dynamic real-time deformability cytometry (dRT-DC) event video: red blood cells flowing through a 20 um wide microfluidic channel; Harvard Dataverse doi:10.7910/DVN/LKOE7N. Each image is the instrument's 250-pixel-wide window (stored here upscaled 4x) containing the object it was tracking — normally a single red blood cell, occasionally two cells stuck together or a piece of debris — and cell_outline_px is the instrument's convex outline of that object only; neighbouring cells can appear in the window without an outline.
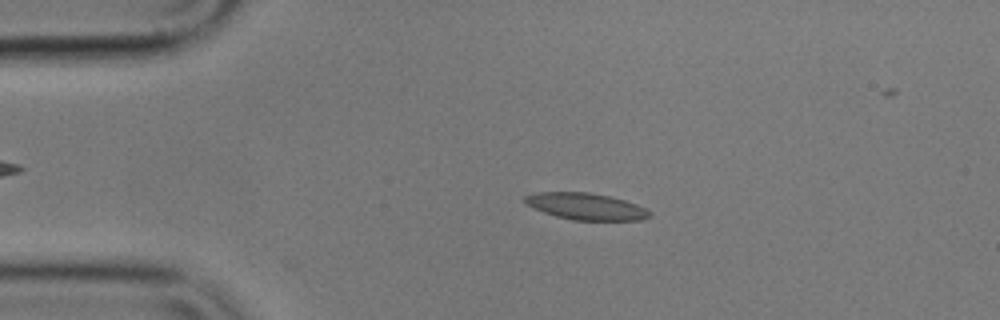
{"species": "common noctule bat (a hibernating species)", "species_latin": "Nyctalus noctula", "temperature_condition": "cold", "stored_images_in_passage": 2, "camera_frame_rate_fps": 3000, "um_per_image_px": 0.085, "animal": {"sex": "male", "body_mass_g": 17.9}, "frame": {"image": 1, "passage_image": 2, "time_ms": 0.333, "image_size_px": [1000, 320], "cell_outline_px": [[652, 216], [640, 220], [572, 220], [556, 216], [544, 212], [524, 204], [524, 196], [532, 192], [588, 192], [608, 196], [624, 200], [636, 204], [652, 212]], "centroid_in_image_um": [49.77, 17.54], "position_along_channel_um": 35.2, "area_um2": 19.42}}